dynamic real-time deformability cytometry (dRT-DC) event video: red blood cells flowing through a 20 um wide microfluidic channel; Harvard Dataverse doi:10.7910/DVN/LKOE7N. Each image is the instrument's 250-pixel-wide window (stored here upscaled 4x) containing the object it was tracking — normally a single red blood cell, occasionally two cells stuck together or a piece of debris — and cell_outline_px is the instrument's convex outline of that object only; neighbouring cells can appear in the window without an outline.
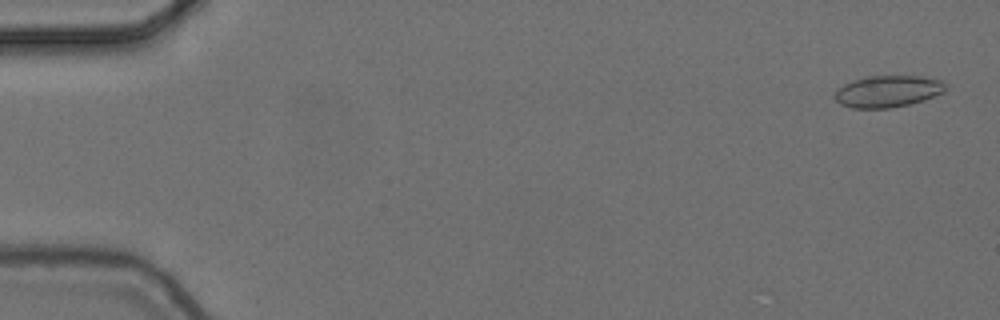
{"species": "common noctule bat (a hibernating species)", "species_latin": "Nyctalus noctula", "temperature_condition": "cold", "stored_images_in_passage": 3, "camera_frame_rate_fps": 3000, "um_per_image_px": 0.085, "animal": {"sex": "female", "body_mass_g": 24.6, "forearm_length_mm": 56.2}, "frame": {"image": 1, "passage_image": 1, "time_ms": 0.0, "image_size_px": [1000, 320], "cell_outline_px": [[948, 88], [944, 92], [924, 100], [908, 104], [888, 108], [852, 108], [840, 104], [832, 96], [836, 88], [852, 80], [868, 76], [920, 76], [944, 80]], "centroid_in_image_um": [75.45, 7.75], "position_along_channel_um": 9.5, "area_um2": 20.75}}